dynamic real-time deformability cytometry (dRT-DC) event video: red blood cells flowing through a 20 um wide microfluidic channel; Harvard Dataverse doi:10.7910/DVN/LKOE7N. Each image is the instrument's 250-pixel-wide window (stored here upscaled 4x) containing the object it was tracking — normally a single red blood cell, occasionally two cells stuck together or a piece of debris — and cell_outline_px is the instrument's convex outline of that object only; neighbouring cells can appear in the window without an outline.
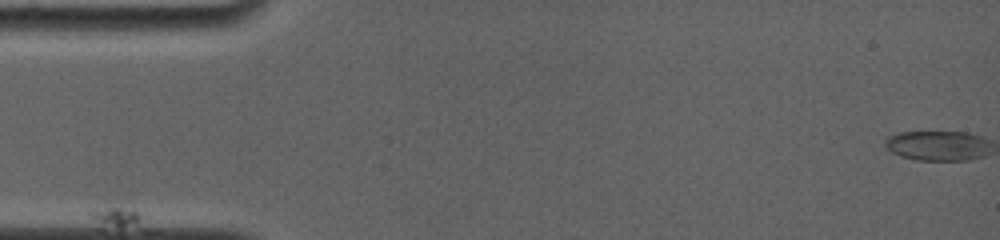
{"species": "common noctule bat (a hibernating species)", "species_latin": "Nyctalus noctula", "temperature_condition": "room temperature", "stored_images_in_passage": 34, "camera_frame_rate_fps": 4000, "um_per_image_px": 0.085, "animal": {"sex": "female", "body_mass_g": 19.0, "forearm_length_mm": 56.7}, "frame": {"image": 1, "passage_image": 1, "time_ms": 0.0, "image_size_px": [1000, 240], "cell_outline_px": [[976, 140], [972, 156], [960, 160], [920, 160], [904, 156], [892, 152], [884, 144], [892, 136], [904, 132], [964, 132], [976, 136]], "centroid_in_image_um": [79.31, 12.36], "position_along_channel_um": 5.7, "area_um2": 15.84}}
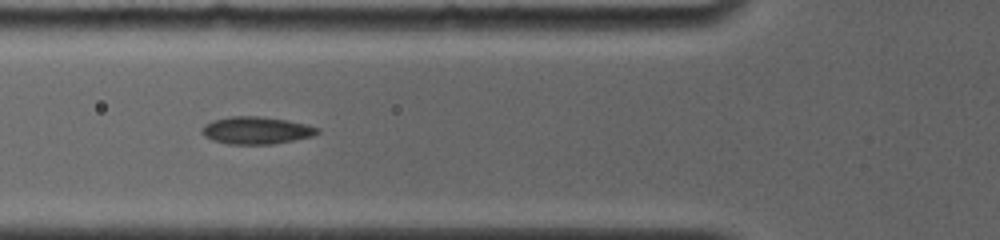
{"frame": {"image": 2, "passage_image": 25, "time_ms": 6.0, "image_size_px": [1000, 240], "cell_outline_px": [[320, 132], [312, 136], [272, 144], [228, 144], [212, 140], [204, 136], [200, 132], [200, 128], [204, 124], [212, 120], [228, 116], [260, 116], [288, 120], [320, 128]], "centroid_in_image_um": [21.73, 11.07], "position_along_channel_um": 104.1, "area_um2": 18.55}}
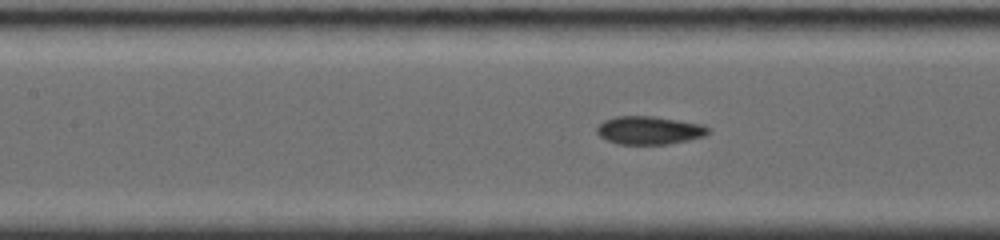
{"frame": {"image": 3, "passage_image": 30, "time_ms": 7.25, "image_size_px": [1000, 240], "cell_outline_px": [[712, 132], [704, 136], [688, 140], [668, 144], [616, 144], [600, 136], [596, 132], [596, 128], [604, 120], [616, 116], [652, 116], [704, 124], [712, 128]], "centroid_in_image_um": [55.23, 11.07], "position_along_channel_um": 152.2, "area_um2": 18.44}}